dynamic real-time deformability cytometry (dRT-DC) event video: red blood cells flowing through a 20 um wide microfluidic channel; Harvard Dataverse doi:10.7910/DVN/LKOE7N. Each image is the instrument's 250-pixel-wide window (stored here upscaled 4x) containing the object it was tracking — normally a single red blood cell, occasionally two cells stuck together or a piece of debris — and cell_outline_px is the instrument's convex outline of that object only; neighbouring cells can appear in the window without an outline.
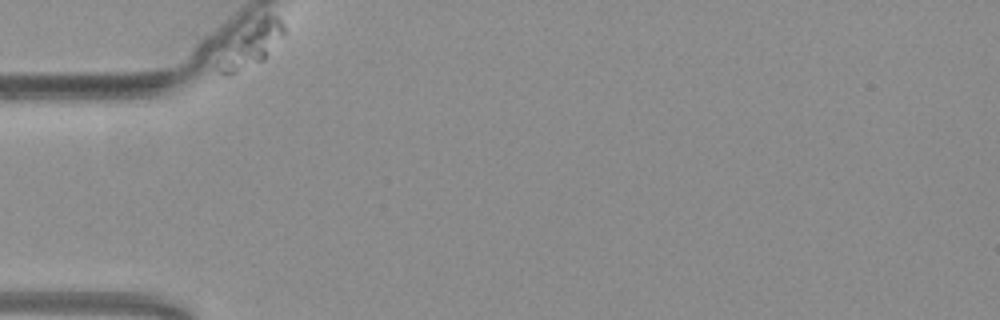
{"species": "common noctule bat (a hibernating species)", "species_latin": "Nyctalus noctula", "temperature_condition": "warm", "stored_images_in_passage": 33, "segment_of_instrument_passage": [1, 2], "camera_frame_rate_fps": 3000, "um_per_image_px": 0.085, "animal": {"sex": "female", "body_mass_g": 19.3, "forearm_length_mm": 54.1}, "frame": {"image": 1, "passage_image": 1, "time_ms": 0.0, "image_size_px": [1000, 320], "cell_outline_px": [[288, 32], [268, 56], [264, 60], [232, 76], [220, 76], [212, 68], [212, 64], [264, 12], [268, 12], [276, 16], [284, 24]], "centroid_in_image_um": [21.38, 3.9], "position_along_channel_um": 63.6, "area_um2": 17.11}}
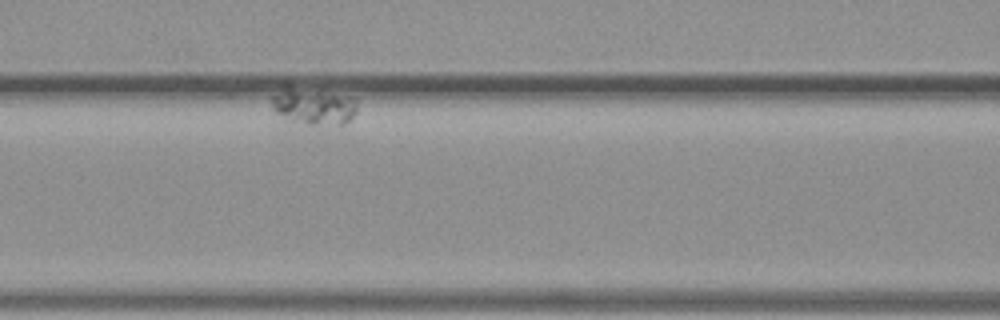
{"frame": {"image": 2, "passage_image": 20, "time_ms": 6.333, "image_size_px": [1000, 320], "cell_outline_px": [[356, 112], [344, 124], [304, 124], [288, 120], [276, 112], [272, 108], [268, 100], [284, 84], [288, 84], [352, 96], [356, 100]], "centroid_in_image_um": [26.57, 8.97], "position_along_channel_um": 140.0, "area_um2": 18.9}}
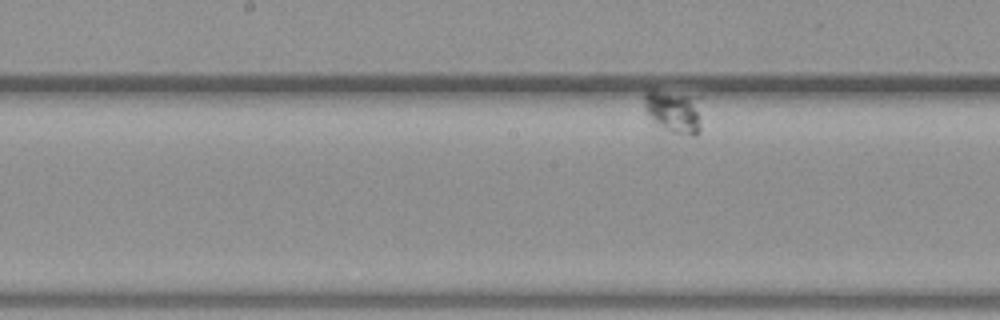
{"frame": {"image": 3, "passage_image": 29, "time_ms": 9.333, "image_size_px": [1000, 320], "cell_outline_px": [[700, 132], [696, 136], [692, 136], [672, 132], [656, 124], [652, 120], [644, 108], [644, 92], [660, 92], [688, 96], [700, 116]], "centroid_in_image_um": [57.2, 9.57], "position_along_channel_um": 191.0, "area_um2": 13.24}}